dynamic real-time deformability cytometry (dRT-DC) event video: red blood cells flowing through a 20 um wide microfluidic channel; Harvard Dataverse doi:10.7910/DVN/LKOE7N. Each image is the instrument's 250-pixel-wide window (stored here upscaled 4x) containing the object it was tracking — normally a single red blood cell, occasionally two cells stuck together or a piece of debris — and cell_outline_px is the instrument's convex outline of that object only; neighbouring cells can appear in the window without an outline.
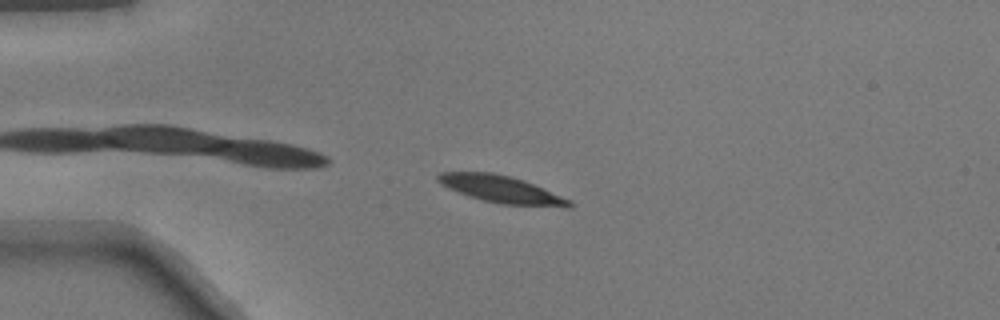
{"species": "common noctule bat (a hibernating species)", "species_latin": "Nyctalus noctula", "temperature_condition": "warm", "stored_images_in_passage": 37, "camera_frame_rate_fps": 3000, "um_per_image_px": 0.085, "animal": {"sex": "male", "body_mass_g": 17.9}, "frame": {"image": 1, "passage_image": 3, "time_ms": 0.667, "image_size_px": [1000, 320], "cell_outline_px": [[576, 204], [572, 208], [564, 208], [500, 204], [468, 196], [440, 184], [436, 180], [436, 176], [440, 172], [492, 172], [524, 180], [572, 200]], "centroid_in_image_um": [42.7, 16.11], "position_along_channel_um": 42.3, "area_um2": 21.1}}
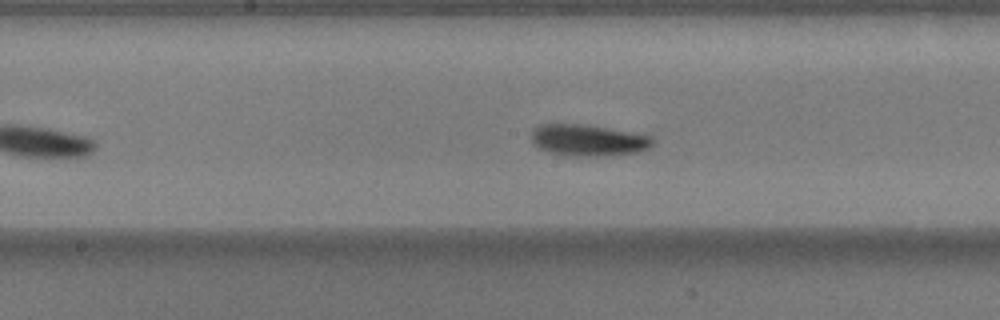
{"frame": {"image": 2, "passage_image": 17, "time_ms": 5.333, "image_size_px": [1000, 320], "cell_outline_px": [[652, 144], [648, 148], [636, 152], [612, 156], [572, 156], [548, 152], [540, 148], [532, 140], [532, 128], [536, 124], [580, 124], [604, 128], [648, 136], [652, 140]], "centroid_in_image_um": [49.91, 11.93], "position_along_channel_um": 198.3, "area_um2": 21.85}}
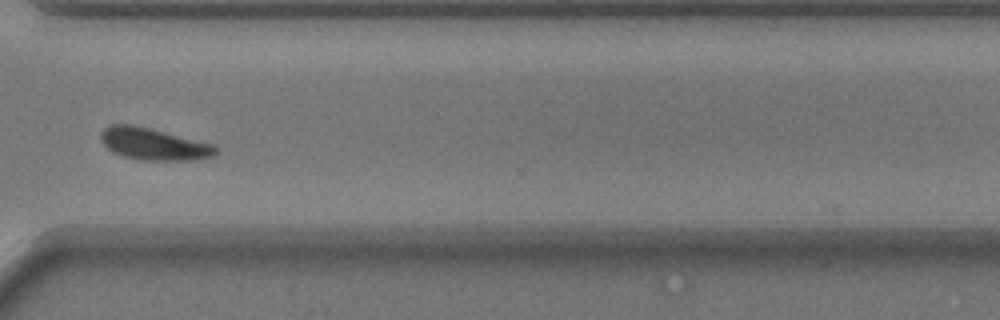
{"frame": {"image": 3, "passage_image": 29, "time_ms": 9.333, "image_size_px": [1000, 320], "cell_outline_px": [[220, 152], [212, 156], [196, 160], [140, 160], [124, 156], [112, 152], [100, 140], [100, 132], [104, 128], [112, 124], [132, 124], [216, 144], [220, 148]], "centroid_in_image_um": [13.11, 12.24], "position_along_channel_um": 357.5, "area_um2": 21.68}}